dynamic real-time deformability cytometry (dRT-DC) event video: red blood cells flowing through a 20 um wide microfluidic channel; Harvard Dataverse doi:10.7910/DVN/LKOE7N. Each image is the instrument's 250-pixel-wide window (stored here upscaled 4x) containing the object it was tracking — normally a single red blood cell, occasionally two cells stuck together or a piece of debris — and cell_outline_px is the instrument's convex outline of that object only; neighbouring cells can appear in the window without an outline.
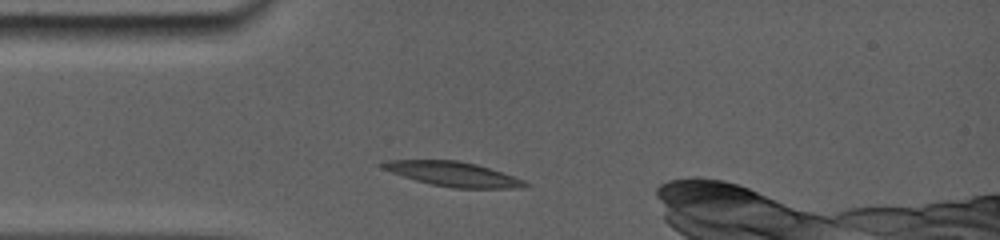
{"species": "common noctule bat (a hibernating species)", "species_latin": "Nyctalus noctula", "temperature_condition": "room temperature", "stored_images_in_passage": 25, "camera_frame_rate_fps": 5000, "um_per_image_px": 0.085, "animal": {"sex": "female", "body_mass_g": 19.0, "forearm_length_mm": 56.7}, "frame": {"image": 1, "passage_image": 1, "time_ms": 0.0, "image_size_px": [1000, 240], "cell_outline_px": [[532, 184], [524, 188], [452, 188], [432, 184], [416, 180], [380, 168], [380, 164], [388, 160], [456, 160], [476, 164], [524, 180]], "centroid_in_image_um": [38.54, 14.8], "position_along_channel_um": 46.5, "area_um2": 20.17}}
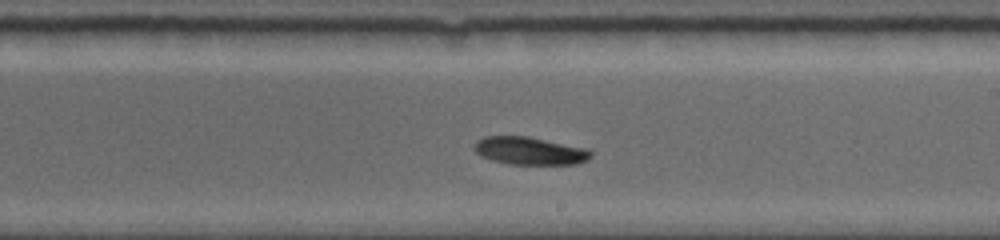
{"frame": {"image": 2, "passage_image": 11, "time_ms": 5.4, "image_size_px": [1000, 240], "cell_outline_px": [[592, 156], [588, 160], [576, 164], [508, 164], [492, 160], [480, 156], [472, 148], [476, 140], [484, 136], [528, 136], [588, 148], [592, 152]], "centroid_in_image_um": [45.02, 12.81], "position_along_channel_um": 244.0, "area_um2": 19.13}}
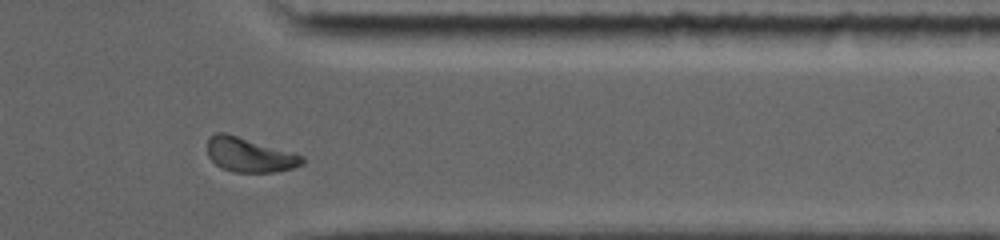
{"frame": {"image": 3, "passage_image": 21, "time_ms": 9.2, "image_size_px": [1000, 240], "cell_outline_px": [[304, 164], [292, 168], [272, 172], [232, 172], [216, 164], [208, 156], [208, 136], [216, 132], [224, 132], [304, 156]], "centroid_in_image_um": [21.19, 13.16], "position_along_channel_um": 390.2, "area_um2": 18.73}, "authors_computed_cell_mechanics": {"area_um2": 18.7272, "velocity_mm_per_s": 3.8458, "shape_relaxation_time_tau1_ms": 6.5474, "shape_relaxation_time_tau2_ms": null, "deformation_change_tau1": 0.148, "deformation_change_tau2": null}}